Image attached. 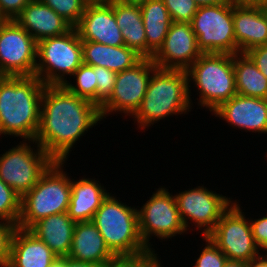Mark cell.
Here are the masks:
<instances>
[{
	"mask_svg": "<svg viewBox=\"0 0 267 267\" xmlns=\"http://www.w3.org/2000/svg\"><path fill=\"white\" fill-rule=\"evenodd\" d=\"M174 197L186 230L190 229L193 222L197 230H202V237L208 236L214 230L223 213L234 202L203 185L176 193Z\"/></svg>",
	"mask_w": 267,
	"mask_h": 267,
	"instance_id": "14",
	"label": "cell"
},
{
	"mask_svg": "<svg viewBox=\"0 0 267 267\" xmlns=\"http://www.w3.org/2000/svg\"><path fill=\"white\" fill-rule=\"evenodd\" d=\"M45 86L36 76H0V135L35 139Z\"/></svg>",
	"mask_w": 267,
	"mask_h": 267,
	"instance_id": "2",
	"label": "cell"
},
{
	"mask_svg": "<svg viewBox=\"0 0 267 267\" xmlns=\"http://www.w3.org/2000/svg\"><path fill=\"white\" fill-rule=\"evenodd\" d=\"M246 267H267V252H262L255 258L246 262Z\"/></svg>",
	"mask_w": 267,
	"mask_h": 267,
	"instance_id": "39",
	"label": "cell"
},
{
	"mask_svg": "<svg viewBox=\"0 0 267 267\" xmlns=\"http://www.w3.org/2000/svg\"><path fill=\"white\" fill-rule=\"evenodd\" d=\"M191 26L202 53H239L233 27V0L198 7Z\"/></svg>",
	"mask_w": 267,
	"mask_h": 267,
	"instance_id": "8",
	"label": "cell"
},
{
	"mask_svg": "<svg viewBox=\"0 0 267 267\" xmlns=\"http://www.w3.org/2000/svg\"><path fill=\"white\" fill-rule=\"evenodd\" d=\"M168 190L164 186L159 187L150 199L137 209L142 241L153 254L155 250L149 241L154 235L165 241L177 235L187 234L175 197Z\"/></svg>",
	"mask_w": 267,
	"mask_h": 267,
	"instance_id": "10",
	"label": "cell"
},
{
	"mask_svg": "<svg viewBox=\"0 0 267 267\" xmlns=\"http://www.w3.org/2000/svg\"><path fill=\"white\" fill-rule=\"evenodd\" d=\"M121 1L128 3V4H131V5L141 6L150 0H121Z\"/></svg>",
	"mask_w": 267,
	"mask_h": 267,
	"instance_id": "47",
	"label": "cell"
},
{
	"mask_svg": "<svg viewBox=\"0 0 267 267\" xmlns=\"http://www.w3.org/2000/svg\"><path fill=\"white\" fill-rule=\"evenodd\" d=\"M235 3L240 4H259V5H267V0H233Z\"/></svg>",
	"mask_w": 267,
	"mask_h": 267,
	"instance_id": "43",
	"label": "cell"
},
{
	"mask_svg": "<svg viewBox=\"0 0 267 267\" xmlns=\"http://www.w3.org/2000/svg\"><path fill=\"white\" fill-rule=\"evenodd\" d=\"M68 257L99 266L116 258L92 221L76 223Z\"/></svg>",
	"mask_w": 267,
	"mask_h": 267,
	"instance_id": "20",
	"label": "cell"
},
{
	"mask_svg": "<svg viewBox=\"0 0 267 267\" xmlns=\"http://www.w3.org/2000/svg\"><path fill=\"white\" fill-rule=\"evenodd\" d=\"M65 161H53L37 184L21 197L17 227L28 230L35 222L50 215L66 213L71 197V178Z\"/></svg>",
	"mask_w": 267,
	"mask_h": 267,
	"instance_id": "5",
	"label": "cell"
},
{
	"mask_svg": "<svg viewBox=\"0 0 267 267\" xmlns=\"http://www.w3.org/2000/svg\"><path fill=\"white\" fill-rule=\"evenodd\" d=\"M194 1L200 7V6L228 3L231 2L232 0H194Z\"/></svg>",
	"mask_w": 267,
	"mask_h": 267,
	"instance_id": "42",
	"label": "cell"
},
{
	"mask_svg": "<svg viewBox=\"0 0 267 267\" xmlns=\"http://www.w3.org/2000/svg\"><path fill=\"white\" fill-rule=\"evenodd\" d=\"M81 41H92L108 46L125 45L111 4H87L75 26Z\"/></svg>",
	"mask_w": 267,
	"mask_h": 267,
	"instance_id": "17",
	"label": "cell"
},
{
	"mask_svg": "<svg viewBox=\"0 0 267 267\" xmlns=\"http://www.w3.org/2000/svg\"><path fill=\"white\" fill-rule=\"evenodd\" d=\"M30 0H0V16L4 20L14 19Z\"/></svg>",
	"mask_w": 267,
	"mask_h": 267,
	"instance_id": "36",
	"label": "cell"
},
{
	"mask_svg": "<svg viewBox=\"0 0 267 267\" xmlns=\"http://www.w3.org/2000/svg\"><path fill=\"white\" fill-rule=\"evenodd\" d=\"M237 94L267 99V78L246 53L233 55Z\"/></svg>",
	"mask_w": 267,
	"mask_h": 267,
	"instance_id": "27",
	"label": "cell"
},
{
	"mask_svg": "<svg viewBox=\"0 0 267 267\" xmlns=\"http://www.w3.org/2000/svg\"><path fill=\"white\" fill-rule=\"evenodd\" d=\"M52 8L59 16L75 27L87 6L86 0H41Z\"/></svg>",
	"mask_w": 267,
	"mask_h": 267,
	"instance_id": "30",
	"label": "cell"
},
{
	"mask_svg": "<svg viewBox=\"0 0 267 267\" xmlns=\"http://www.w3.org/2000/svg\"><path fill=\"white\" fill-rule=\"evenodd\" d=\"M150 257H116L100 267H141Z\"/></svg>",
	"mask_w": 267,
	"mask_h": 267,
	"instance_id": "38",
	"label": "cell"
},
{
	"mask_svg": "<svg viewBox=\"0 0 267 267\" xmlns=\"http://www.w3.org/2000/svg\"><path fill=\"white\" fill-rule=\"evenodd\" d=\"M71 178V197L67 213L74 222H89L109 192L95 178Z\"/></svg>",
	"mask_w": 267,
	"mask_h": 267,
	"instance_id": "23",
	"label": "cell"
},
{
	"mask_svg": "<svg viewBox=\"0 0 267 267\" xmlns=\"http://www.w3.org/2000/svg\"><path fill=\"white\" fill-rule=\"evenodd\" d=\"M206 242L204 249H202L197 258L194 267H223L228 260L224 253L206 236L203 237Z\"/></svg>",
	"mask_w": 267,
	"mask_h": 267,
	"instance_id": "33",
	"label": "cell"
},
{
	"mask_svg": "<svg viewBox=\"0 0 267 267\" xmlns=\"http://www.w3.org/2000/svg\"><path fill=\"white\" fill-rule=\"evenodd\" d=\"M138 208L124 204L111 193L91 220L116 257H152L139 232Z\"/></svg>",
	"mask_w": 267,
	"mask_h": 267,
	"instance_id": "4",
	"label": "cell"
},
{
	"mask_svg": "<svg viewBox=\"0 0 267 267\" xmlns=\"http://www.w3.org/2000/svg\"><path fill=\"white\" fill-rule=\"evenodd\" d=\"M51 267H66V257L59 258L52 263Z\"/></svg>",
	"mask_w": 267,
	"mask_h": 267,
	"instance_id": "45",
	"label": "cell"
},
{
	"mask_svg": "<svg viewBox=\"0 0 267 267\" xmlns=\"http://www.w3.org/2000/svg\"><path fill=\"white\" fill-rule=\"evenodd\" d=\"M201 54L191 23L172 21L162 47L152 60L161 69L186 71Z\"/></svg>",
	"mask_w": 267,
	"mask_h": 267,
	"instance_id": "15",
	"label": "cell"
},
{
	"mask_svg": "<svg viewBox=\"0 0 267 267\" xmlns=\"http://www.w3.org/2000/svg\"><path fill=\"white\" fill-rule=\"evenodd\" d=\"M186 71L191 105L193 104L190 94L192 80L199 93L198 106L205 107L210 112L237 94L231 54L202 53Z\"/></svg>",
	"mask_w": 267,
	"mask_h": 267,
	"instance_id": "6",
	"label": "cell"
},
{
	"mask_svg": "<svg viewBox=\"0 0 267 267\" xmlns=\"http://www.w3.org/2000/svg\"><path fill=\"white\" fill-rule=\"evenodd\" d=\"M157 65L150 58H142L132 68L118 72L110 96L99 107L102 120L113 112L132 116L145 96Z\"/></svg>",
	"mask_w": 267,
	"mask_h": 267,
	"instance_id": "13",
	"label": "cell"
},
{
	"mask_svg": "<svg viewBox=\"0 0 267 267\" xmlns=\"http://www.w3.org/2000/svg\"><path fill=\"white\" fill-rule=\"evenodd\" d=\"M76 222L68 213L50 215L35 222L29 229L36 238L43 241L59 258L68 257Z\"/></svg>",
	"mask_w": 267,
	"mask_h": 267,
	"instance_id": "22",
	"label": "cell"
},
{
	"mask_svg": "<svg viewBox=\"0 0 267 267\" xmlns=\"http://www.w3.org/2000/svg\"><path fill=\"white\" fill-rule=\"evenodd\" d=\"M57 256L30 231L17 227L11 242L8 267H51Z\"/></svg>",
	"mask_w": 267,
	"mask_h": 267,
	"instance_id": "21",
	"label": "cell"
},
{
	"mask_svg": "<svg viewBox=\"0 0 267 267\" xmlns=\"http://www.w3.org/2000/svg\"><path fill=\"white\" fill-rule=\"evenodd\" d=\"M233 27L239 53L267 43V5L233 1Z\"/></svg>",
	"mask_w": 267,
	"mask_h": 267,
	"instance_id": "18",
	"label": "cell"
},
{
	"mask_svg": "<svg viewBox=\"0 0 267 267\" xmlns=\"http://www.w3.org/2000/svg\"><path fill=\"white\" fill-rule=\"evenodd\" d=\"M37 42L62 35L72 26L41 0H30L14 18Z\"/></svg>",
	"mask_w": 267,
	"mask_h": 267,
	"instance_id": "19",
	"label": "cell"
},
{
	"mask_svg": "<svg viewBox=\"0 0 267 267\" xmlns=\"http://www.w3.org/2000/svg\"><path fill=\"white\" fill-rule=\"evenodd\" d=\"M223 267H246V262L227 260Z\"/></svg>",
	"mask_w": 267,
	"mask_h": 267,
	"instance_id": "44",
	"label": "cell"
},
{
	"mask_svg": "<svg viewBox=\"0 0 267 267\" xmlns=\"http://www.w3.org/2000/svg\"><path fill=\"white\" fill-rule=\"evenodd\" d=\"M119 0H86L87 4H111Z\"/></svg>",
	"mask_w": 267,
	"mask_h": 267,
	"instance_id": "46",
	"label": "cell"
},
{
	"mask_svg": "<svg viewBox=\"0 0 267 267\" xmlns=\"http://www.w3.org/2000/svg\"><path fill=\"white\" fill-rule=\"evenodd\" d=\"M66 267H100V266L82 261H76L70 259L69 257H66Z\"/></svg>",
	"mask_w": 267,
	"mask_h": 267,
	"instance_id": "40",
	"label": "cell"
},
{
	"mask_svg": "<svg viewBox=\"0 0 267 267\" xmlns=\"http://www.w3.org/2000/svg\"><path fill=\"white\" fill-rule=\"evenodd\" d=\"M246 54L255 63L256 67L267 78V43L262 46L252 48Z\"/></svg>",
	"mask_w": 267,
	"mask_h": 267,
	"instance_id": "37",
	"label": "cell"
},
{
	"mask_svg": "<svg viewBox=\"0 0 267 267\" xmlns=\"http://www.w3.org/2000/svg\"><path fill=\"white\" fill-rule=\"evenodd\" d=\"M236 200L223 213L208 235L230 261L248 262L260 254L254 242L249 218Z\"/></svg>",
	"mask_w": 267,
	"mask_h": 267,
	"instance_id": "11",
	"label": "cell"
},
{
	"mask_svg": "<svg viewBox=\"0 0 267 267\" xmlns=\"http://www.w3.org/2000/svg\"><path fill=\"white\" fill-rule=\"evenodd\" d=\"M187 71L156 68L139 108L131 116L141 130L168 118L190 112Z\"/></svg>",
	"mask_w": 267,
	"mask_h": 267,
	"instance_id": "3",
	"label": "cell"
},
{
	"mask_svg": "<svg viewBox=\"0 0 267 267\" xmlns=\"http://www.w3.org/2000/svg\"><path fill=\"white\" fill-rule=\"evenodd\" d=\"M53 161L34 140L21 141L0 155V179L22 197L37 184Z\"/></svg>",
	"mask_w": 267,
	"mask_h": 267,
	"instance_id": "9",
	"label": "cell"
},
{
	"mask_svg": "<svg viewBox=\"0 0 267 267\" xmlns=\"http://www.w3.org/2000/svg\"><path fill=\"white\" fill-rule=\"evenodd\" d=\"M112 9L125 45L142 58H147V41L141 7L119 0L112 3Z\"/></svg>",
	"mask_w": 267,
	"mask_h": 267,
	"instance_id": "25",
	"label": "cell"
},
{
	"mask_svg": "<svg viewBox=\"0 0 267 267\" xmlns=\"http://www.w3.org/2000/svg\"><path fill=\"white\" fill-rule=\"evenodd\" d=\"M100 121L95 103L71 93L64 85H46L34 141L54 161L66 162L77 141Z\"/></svg>",
	"mask_w": 267,
	"mask_h": 267,
	"instance_id": "1",
	"label": "cell"
},
{
	"mask_svg": "<svg viewBox=\"0 0 267 267\" xmlns=\"http://www.w3.org/2000/svg\"><path fill=\"white\" fill-rule=\"evenodd\" d=\"M96 73V105L100 107L110 96L115 86L117 73L105 67H94Z\"/></svg>",
	"mask_w": 267,
	"mask_h": 267,
	"instance_id": "32",
	"label": "cell"
},
{
	"mask_svg": "<svg viewBox=\"0 0 267 267\" xmlns=\"http://www.w3.org/2000/svg\"><path fill=\"white\" fill-rule=\"evenodd\" d=\"M75 79V84L66 81L64 86L73 94L92 101L96 104V73L94 66H89L84 63L72 75Z\"/></svg>",
	"mask_w": 267,
	"mask_h": 267,
	"instance_id": "28",
	"label": "cell"
},
{
	"mask_svg": "<svg viewBox=\"0 0 267 267\" xmlns=\"http://www.w3.org/2000/svg\"><path fill=\"white\" fill-rule=\"evenodd\" d=\"M156 253L154 256L150 257L141 267H162L159 257Z\"/></svg>",
	"mask_w": 267,
	"mask_h": 267,
	"instance_id": "41",
	"label": "cell"
},
{
	"mask_svg": "<svg viewBox=\"0 0 267 267\" xmlns=\"http://www.w3.org/2000/svg\"><path fill=\"white\" fill-rule=\"evenodd\" d=\"M4 19L0 16V23L3 21Z\"/></svg>",
	"mask_w": 267,
	"mask_h": 267,
	"instance_id": "48",
	"label": "cell"
},
{
	"mask_svg": "<svg viewBox=\"0 0 267 267\" xmlns=\"http://www.w3.org/2000/svg\"><path fill=\"white\" fill-rule=\"evenodd\" d=\"M254 242L263 253L267 251V214L262 218L249 220ZM263 249V250H262Z\"/></svg>",
	"mask_w": 267,
	"mask_h": 267,
	"instance_id": "35",
	"label": "cell"
},
{
	"mask_svg": "<svg viewBox=\"0 0 267 267\" xmlns=\"http://www.w3.org/2000/svg\"><path fill=\"white\" fill-rule=\"evenodd\" d=\"M140 7L147 41V58L152 59L162 47L172 20L163 0H150Z\"/></svg>",
	"mask_w": 267,
	"mask_h": 267,
	"instance_id": "26",
	"label": "cell"
},
{
	"mask_svg": "<svg viewBox=\"0 0 267 267\" xmlns=\"http://www.w3.org/2000/svg\"><path fill=\"white\" fill-rule=\"evenodd\" d=\"M211 114L233 128L267 134V99L236 94Z\"/></svg>",
	"mask_w": 267,
	"mask_h": 267,
	"instance_id": "16",
	"label": "cell"
},
{
	"mask_svg": "<svg viewBox=\"0 0 267 267\" xmlns=\"http://www.w3.org/2000/svg\"><path fill=\"white\" fill-rule=\"evenodd\" d=\"M16 229V225L0 221V267H8L11 242Z\"/></svg>",
	"mask_w": 267,
	"mask_h": 267,
	"instance_id": "34",
	"label": "cell"
},
{
	"mask_svg": "<svg viewBox=\"0 0 267 267\" xmlns=\"http://www.w3.org/2000/svg\"><path fill=\"white\" fill-rule=\"evenodd\" d=\"M173 22L191 23L198 5L194 0H163Z\"/></svg>",
	"mask_w": 267,
	"mask_h": 267,
	"instance_id": "31",
	"label": "cell"
},
{
	"mask_svg": "<svg viewBox=\"0 0 267 267\" xmlns=\"http://www.w3.org/2000/svg\"><path fill=\"white\" fill-rule=\"evenodd\" d=\"M37 41L14 19L0 23V76L35 75Z\"/></svg>",
	"mask_w": 267,
	"mask_h": 267,
	"instance_id": "12",
	"label": "cell"
},
{
	"mask_svg": "<svg viewBox=\"0 0 267 267\" xmlns=\"http://www.w3.org/2000/svg\"><path fill=\"white\" fill-rule=\"evenodd\" d=\"M83 63L105 67L116 73L132 68L142 57L126 45L108 46L92 41H82Z\"/></svg>",
	"mask_w": 267,
	"mask_h": 267,
	"instance_id": "24",
	"label": "cell"
},
{
	"mask_svg": "<svg viewBox=\"0 0 267 267\" xmlns=\"http://www.w3.org/2000/svg\"><path fill=\"white\" fill-rule=\"evenodd\" d=\"M83 63L82 41L72 27L68 32L37 42L35 75L45 85H64Z\"/></svg>",
	"mask_w": 267,
	"mask_h": 267,
	"instance_id": "7",
	"label": "cell"
},
{
	"mask_svg": "<svg viewBox=\"0 0 267 267\" xmlns=\"http://www.w3.org/2000/svg\"><path fill=\"white\" fill-rule=\"evenodd\" d=\"M21 197L0 179V221L17 226Z\"/></svg>",
	"mask_w": 267,
	"mask_h": 267,
	"instance_id": "29",
	"label": "cell"
}]
</instances>
